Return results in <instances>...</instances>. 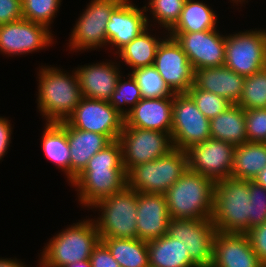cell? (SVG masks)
Instances as JSON below:
<instances>
[{"label":"cell","instance_id":"cell-1","mask_svg":"<svg viewBox=\"0 0 266 267\" xmlns=\"http://www.w3.org/2000/svg\"><path fill=\"white\" fill-rule=\"evenodd\" d=\"M69 185L75 187L79 205L87 210L105 197L121 191L127 185V177L120 142L112 141L93 155Z\"/></svg>","mask_w":266,"mask_h":267},{"label":"cell","instance_id":"cell-2","mask_svg":"<svg viewBox=\"0 0 266 267\" xmlns=\"http://www.w3.org/2000/svg\"><path fill=\"white\" fill-rule=\"evenodd\" d=\"M37 109L45 122L65 121L83 98L77 74L60 67L39 66ZM66 72V73H65Z\"/></svg>","mask_w":266,"mask_h":267},{"label":"cell","instance_id":"cell-3","mask_svg":"<svg viewBox=\"0 0 266 267\" xmlns=\"http://www.w3.org/2000/svg\"><path fill=\"white\" fill-rule=\"evenodd\" d=\"M101 241L93 218L79 220L46 243L39 256L40 267H66L89 260L94 248Z\"/></svg>","mask_w":266,"mask_h":267},{"label":"cell","instance_id":"cell-4","mask_svg":"<svg viewBox=\"0 0 266 267\" xmlns=\"http://www.w3.org/2000/svg\"><path fill=\"white\" fill-rule=\"evenodd\" d=\"M215 182L189 169L164 194L171 219H212Z\"/></svg>","mask_w":266,"mask_h":267},{"label":"cell","instance_id":"cell-5","mask_svg":"<svg viewBox=\"0 0 266 267\" xmlns=\"http://www.w3.org/2000/svg\"><path fill=\"white\" fill-rule=\"evenodd\" d=\"M250 216L249 180L232 177L214 184L212 221L222 233H247Z\"/></svg>","mask_w":266,"mask_h":267},{"label":"cell","instance_id":"cell-6","mask_svg":"<svg viewBox=\"0 0 266 267\" xmlns=\"http://www.w3.org/2000/svg\"><path fill=\"white\" fill-rule=\"evenodd\" d=\"M90 210L99 211L93 220L100 238H137V191L127 185L98 201Z\"/></svg>","mask_w":266,"mask_h":267},{"label":"cell","instance_id":"cell-7","mask_svg":"<svg viewBox=\"0 0 266 267\" xmlns=\"http://www.w3.org/2000/svg\"><path fill=\"white\" fill-rule=\"evenodd\" d=\"M188 169L186 151L172 149L154 161L138 164L127 173V186L142 193L165 194Z\"/></svg>","mask_w":266,"mask_h":267},{"label":"cell","instance_id":"cell-8","mask_svg":"<svg viewBox=\"0 0 266 267\" xmlns=\"http://www.w3.org/2000/svg\"><path fill=\"white\" fill-rule=\"evenodd\" d=\"M124 0H91L75 21L69 43V51L96 50L107 48L106 25L112 12Z\"/></svg>","mask_w":266,"mask_h":267},{"label":"cell","instance_id":"cell-9","mask_svg":"<svg viewBox=\"0 0 266 267\" xmlns=\"http://www.w3.org/2000/svg\"><path fill=\"white\" fill-rule=\"evenodd\" d=\"M226 33L224 66L250 76L266 67V28Z\"/></svg>","mask_w":266,"mask_h":267},{"label":"cell","instance_id":"cell-10","mask_svg":"<svg viewBox=\"0 0 266 267\" xmlns=\"http://www.w3.org/2000/svg\"><path fill=\"white\" fill-rule=\"evenodd\" d=\"M210 138V119L201 113L187 93H175L171 128L173 147L186 151Z\"/></svg>","mask_w":266,"mask_h":267},{"label":"cell","instance_id":"cell-11","mask_svg":"<svg viewBox=\"0 0 266 267\" xmlns=\"http://www.w3.org/2000/svg\"><path fill=\"white\" fill-rule=\"evenodd\" d=\"M118 141L122 148L123 167L126 173L132 167L154 161L174 149L171 135L157 130L123 127Z\"/></svg>","mask_w":266,"mask_h":267},{"label":"cell","instance_id":"cell-12","mask_svg":"<svg viewBox=\"0 0 266 267\" xmlns=\"http://www.w3.org/2000/svg\"><path fill=\"white\" fill-rule=\"evenodd\" d=\"M216 233L212 219H170L167 232L182 242L198 267H211Z\"/></svg>","mask_w":266,"mask_h":267},{"label":"cell","instance_id":"cell-13","mask_svg":"<svg viewBox=\"0 0 266 267\" xmlns=\"http://www.w3.org/2000/svg\"><path fill=\"white\" fill-rule=\"evenodd\" d=\"M66 121L74 128L106 135L115 141L123 130L125 117L109 102L83 97Z\"/></svg>","mask_w":266,"mask_h":267},{"label":"cell","instance_id":"cell-14","mask_svg":"<svg viewBox=\"0 0 266 267\" xmlns=\"http://www.w3.org/2000/svg\"><path fill=\"white\" fill-rule=\"evenodd\" d=\"M54 34L44 25L20 19L0 25V54L7 57L46 50L54 44Z\"/></svg>","mask_w":266,"mask_h":267},{"label":"cell","instance_id":"cell-15","mask_svg":"<svg viewBox=\"0 0 266 267\" xmlns=\"http://www.w3.org/2000/svg\"><path fill=\"white\" fill-rule=\"evenodd\" d=\"M235 145L210 138L186 150L188 169L217 182L231 177Z\"/></svg>","mask_w":266,"mask_h":267},{"label":"cell","instance_id":"cell-16","mask_svg":"<svg viewBox=\"0 0 266 267\" xmlns=\"http://www.w3.org/2000/svg\"><path fill=\"white\" fill-rule=\"evenodd\" d=\"M218 29L190 33H168L180 44L193 70L224 66L226 35Z\"/></svg>","mask_w":266,"mask_h":267},{"label":"cell","instance_id":"cell-17","mask_svg":"<svg viewBox=\"0 0 266 267\" xmlns=\"http://www.w3.org/2000/svg\"><path fill=\"white\" fill-rule=\"evenodd\" d=\"M154 66L174 93H186L194 83V70L187 55L169 35L157 49Z\"/></svg>","mask_w":266,"mask_h":267},{"label":"cell","instance_id":"cell-18","mask_svg":"<svg viewBox=\"0 0 266 267\" xmlns=\"http://www.w3.org/2000/svg\"><path fill=\"white\" fill-rule=\"evenodd\" d=\"M144 7L140 8L131 0H124L111 14L106 25L108 47L117 54L148 27ZM115 49V51H114Z\"/></svg>","mask_w":266,"mask_h":267},{"label":"cell","instance_id":"cell-19","mask_svg":"<svg viewBox=\"0 0 266 267\" xmlns=\"http://www.w3.org/2000/svg\"><path fill=\"white\" fill-rule=\"evenodd\" d=\"M115 60L95 62L76 67L82 96L109 102L115 91L118 79L121 77L122 68Z\"/></svg>","mask_w":266,"mask_h":267},{"label":"cell","instance_id":"cell-20","mask_svg":"<svg viewBox=\"0 0 266 267\" xmlns=\"http://www.w3.org/2000/svg\"><path fill=\"white\" fill-rule=\"evenodd\" d=\"M164 194L137 192V238L158 239L167 234L170 220Z\"/></svg>","mask_w":266,"mask_h":267},{"label":"cell","instance_id":"cell-21","mask_svg":"<svg viewBox=\"0 0 266 267\" xmlns=\"http://www.w3.org/2000/svg\"><path fill=\"white\" fill-rule=\"evenodd\" d=\"M211 267H265L246 233H216Z\"/></svg>","mask_w":266,"mask_h":267},{"label":"cell","instance_id":"cell-22","mask_svg":"<svg viewBox=\"0 0 266 267\" xmlns=\"http://www.w3.org/2000/svg\"><path fill=\"white\" fill-rule=\"evenodd\" d=\"M173 96L142 98L125 116L124 127L157 130L171 135Z\"/></svg>","mask_w":266,"mask_h":267},{"label":"cell","instance_id":"cell-23","mask_svg":"<svg viewBox=\"0 0 266 267\" xmlns=\"http://www.w3.org/2000/svg\"><path fill=\"white\" fill-rule=\"evenodd\" d=\"M245 76L226 66L208 67L194 70V85L204 91L224 97L232 104L240 98Z\"/></svg>","mask_w":266,"mask_h":267},{"label":"cell","instance_id":"cell-24","mask_svg":"<svg viewBox=\"0 0 266 267\" xmlns=\"http://www.w3.org/2000/svg\"><path fill=\"white\" fill-rule=\"evenodd\" d=\"M67 139L70 148V183L85 169L93 155L112 142L106 135L79 130L68 122Z\"/></svg>","mask_w":266,"mask_h":267},{"label":"cell","instance_id":"cell-25","mask_svg":"<svg viewBox=\"0 0 266 267\" xmlns=\"http://www.w3.org/2000/svg\"><path fill=\"white\" fill-rule=\"evenodd\" d=\"M41 147L46 158L64 172L70 184V148L67 139V121L46 122Z\"/></svg>","mask_w":266,"mask_h":267},{"label":"cell","instance_id":"cell-26","mask_svg":"<svg viewBox=\"0 0 266 267\" xmlns=\"http://www.w3.org/2000/svg\"><path fill=\"white\" fill-rule=\"evenodd\" d=\"M150 30V31H149ZM151 28H147L144 32H142L139 36H137L134 40H132L129 44L124 46L116 55L120 58V62H124L126 66L130 67L131 71L142 68L146 66L154 65L155 56L157 49L161 43V41L168 35L163 29V33L158 36L156 34L152 35ZM166 34V35H165ZM160 37V38H159Z\"/></svg>","mask_w":266,"mask_h":267},{"label":"cell","instance_id":"cell-27","mask_svg":"<svg viewBox=\"0 0 266 267\" xmlns=\"http://www.w3.org/2000/svg\"><path fill=\"white\" fill-rule=\"evenodd\" d=\"M149 267H198L181 241L165 234L147 242Z\"/></svg>","mask_w":266,"mask_h":267},{"label":"cell","instance_id":"cell-28","mask_svg":"<svg viewBox=\"0 0 266 267\" xmlns=\"http://www.w3.org/2000/svg\"><path fill=\"white\" fill-rule=\"evenodd\" d=\"M211 138L235 146L248 142L245 110L237 104L230 105L218 116L210 119Z\"/></svg>","mask_w":266,"mask_h":267},{"label":"cell","instance_id":"cell-29","mask_svg":"<svg viewBox=\"0 0 266 267\" xmlns=\"http://www.w3.org/2000/svg\"><path fill=\"white\" fill-rule=\"evenodd\" d=\"M265 167L266 143L246 142L235 147L232 178L254 181Z\"/></svg>","mask_w":266,"mask_h":267},{"label":"cell","instance_id":"cell-30","mask_svg":"<svg viewBox=\"0 0 266 267\" xmlns=\"http://www.w3.org/2000/svg\"><path fill=\"white\" fill-rule=\"evenodd\" d=\"M219 14L203 1L186 0L179 21L168 33H190L217 29Z\"/></svg>","mask_w":266,"mask_h":267},{"label":"cell","instance_id":"cell-31","mask_svg":"<svg viewBox=\"0 0 266 267\" xmlns=\"http://www.w3.org/2000/svg\"><path fill=\"white\" fill-rule=\"evenodd\" d=\"M120 267H149L147 242L136 239L100 238Z\"/></svg>","mask_w":266,"mask_h":267},{"label":"cell","instance_id":"cell-32","mask_svg":"<svg viewBox=\"0 0 266 267\" xmlns=\"http://www.w3.org/2000/svg\"><path fill=\"white\" fill-rule=\"evenodd\" d=\"M186 0H148L143 5L149 27L158 25L169 32L179 21ZM151 14L152 18L147 14ZM152 19V21H151ZM153 22V25L151 22ZM155 22V23H154Z\"/></svg>","mask_w":266,"mask_h":267},{"label":"cell","instance_id":"cell-33","mask_svg":"<svg viewBox=\"0 0 266 267\" xmlns=\"http://www.w3.org/2000/svg\"><path fill=\"white\" fill-rule=\"evenodd\" d=\"M136 80L142 98H164L174 96L154 65L137 68L129 72Z\"/></svg>","mask_w":266,"mask_h":267},{"label":"cell","instance_id":"cell-34","mask_svg":"<svg viewBox=\"0 0 266 267\" xmlns=\"http://www.w3.org/2000/svg\"><path fill=\"white\" fill-rule=\"evenodd\" d=\"M237 105L244 110L266 108V67L245 77Z\"/></svg>","mask_w":266,"mask_h":267},{"label":"cell","instance_id":"cell-35","mask_svg":"<svg viewBox=\"0 0 266 267\" xmlns=\"http://www.w3.org/2000/svg\"><path fill=\"white\" fill-rule=\"evenodd\" d=\"M141 99L140 88L133 76L128 73L126 77L122 74L118 79L109 103L125 117Z\"/></svg>","mask_w":266,"mask_h":267},{"label":"cell","instance_id":"cell-36","mask_svg":"<svg viewBox=\"0 0 266 267\" xmlns=\"http://www.w3.org/2000/svg\"><path fill=\"white\" fill-rule=\"evenodd\" d=\"M62 0H22V17L51 29Z\"/></svg>","mask_w":266,"mask_h":267},{"label":"cell","instance_id":"cell-37","mask_svg":"<svg viewBox=\"0 0 266 267\" xmlns=\"http://www.w3.org/2000/svg\"><path fill=\"white\" fill-rule=\"evenodd\" d=\"M186 93L193 99L198 109L208 119L218 116L232 105V103L224 97L201 90L194 84Z\"/></svg>","mask_w":266,"mask_h":267},{"label":"cell","instance_id":"cell-38","mask_svg":"<svg viewBox=\"0 0 266 267\" xmlns=\"http://www.w3.org/2000/svg\"><path fill=\"white\" fill-rule=\"evenodd\" d=\"M250 216L248 231L255 226L266 222V188L255 181H249Z\"/></svg>","mask_w":266,"mask_h":267},{"label":"cell","instance_id":"cell-39","mask_svg":"<svg viewBox=\"0 0 266 267\" xmlns=\"http://www.w3.org/2000/svg\"><path fill=\"white\" fill-rule=\"evenodd\" d=\"M248 142L266 143V108L245 110Z\"/></svg>","mask_w":266,"mask_h":267},{"label":"cell","instance_id":"cell-40","mask_svg":"<svg viewBox=\"0 0 266 267\" xmlns=\"http://www.w3.org/2000/svg\"><path fill=\"white\" fill-rule=\"evenodd\" d=\"M246 235L260 262L266 267V222L253 227Z\"/></svg>","mask_w":266,"mask_h":267},{"label":"cell","instance_id":"cell-41","mask_svg":"<svg viewBox=\"0 0 266 267\" xmlns=\"http://www.w3.org/2000/svg\"><path fill=\"white\" fill-rule=\"evenodd\" d=\"M22 18V0H0V25Z\"/></svg>","mask_w":266,"mask_h":267},{"label":"cell","instance_id":"cell-42","mask_svg":"<svg viewBox=\"0 0 266 267\" xmlns=\"http://www.w3.org/2000/svg\"><path fill=\"white\" fill-rule=\"evenodd\" d=\"M89 260L92 267H120L101 241L94 248Z\"/></svg>","mask_w":266,"mask_h":267},{"label":"cell","instance_id":"cell-43","mask_svg":"<svg viewBox=\"0 0 266 267\" xmlns=\"http://www.w3.org/2000/svg\"><path fill=\"white\" fill-rule=\"evenodd\" d=\"M11 120L0 116V161L6 156L8 149L10 147L11 135L13 134V128L11 125Z\"/></svg>","mask_w":266,"mask_h":267},{"label":"cell","instance_id":"cell-44","mask_svg":"<svg viewBox=\"0 0 266 267\" xmlns=\"http://www.w3.org/2000/svg\"><path fill=\"white\" fill-rule=\"evenodd\" d=\"M25 263L17 259L16 257L11 258H1L0 257V267H27Z\"/></svg>","mask_w":266,"mask_h":267},{"label":"cell","instance_id":"cell-45","mask_svg":"<svg viewBox=\"0 0 266 267\" xmlns=\"http://www.w3.org/2000/svg\"><path fill=\"white\" fill-rule=\"evenodd\" d=\"M254 181L266 188V167L259 173V175L254 179Z\"/></svg>","mask_w":266,"mask_h":267},{"label":"cell","instance_id":"cell-46","mask_svg":"<svg viewBox=\"0 0 266 267\" xmlns=\"http://www.w3.org/2000/svg\"><path fill=\"white\" fill-rule=\"evenodd\" d=\"M66 267H92L90 260L79 261Z\"/></svg>","mask_w":266,"mask_h":267},{"label":"cell","instance_id":"cell-47","mask_svg":"<svg viewBox=\"0 0 266 267\" xmlns=\"http://www.w3.org/2000/svg\"><path fill=\"white\" fill-rule=\"evenodd\" d=\"M230 2H231V3L233 2V4L235 3L236 6H239V4H240V7H241V6H244L243 3H244V4H246V2L248 3L247 0H230Z\"/></svg>","mask_w":266,"mask_h":267}]
</instances>
